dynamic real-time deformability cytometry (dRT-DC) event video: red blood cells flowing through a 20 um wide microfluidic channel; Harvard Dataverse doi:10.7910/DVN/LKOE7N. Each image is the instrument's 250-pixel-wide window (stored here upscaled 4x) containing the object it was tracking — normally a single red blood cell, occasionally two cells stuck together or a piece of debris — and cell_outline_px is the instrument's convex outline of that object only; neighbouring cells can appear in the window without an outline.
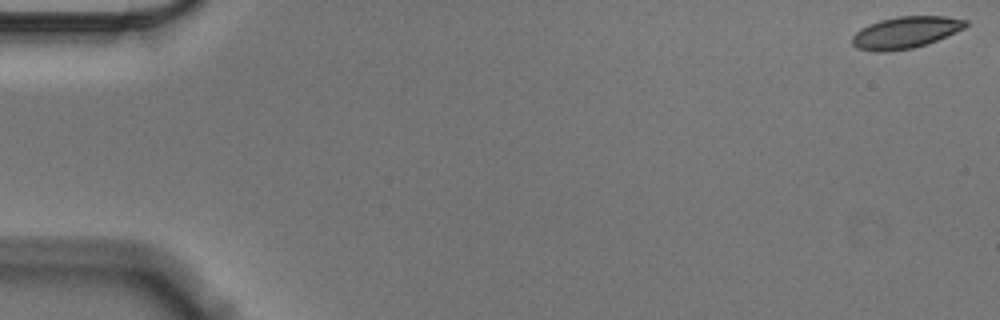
{"species": "Egyptian fruit bat (a non-hibernating species)", "species_latin": "Rousettus aegyptiacus", "temperature_condition": "cold", "stored_images_in_passage": 57, "camera_frame_rate_fps": 3000, "um_per_image_px": 0.085, "animal": {"sex": "male"}, "frame": {"image": 1, "passage_image": 1, "time_ms": 0.0, "image_size_px": [1000, 320], "cell_outline_px": [[968, 24], [964, 28], [956, 32], [936, 40], [912, 48], [888, 52], [876, 52], [856, 48], [852, 44], [852, 36], [860, 28], [868, 24], [880, 20], [896, 16], [948, 16], [968, 20]], "centroid_in_image_um": [76.94, 2.75], "position_along_channel_um": 8.1, "area_um2": 21.1}}
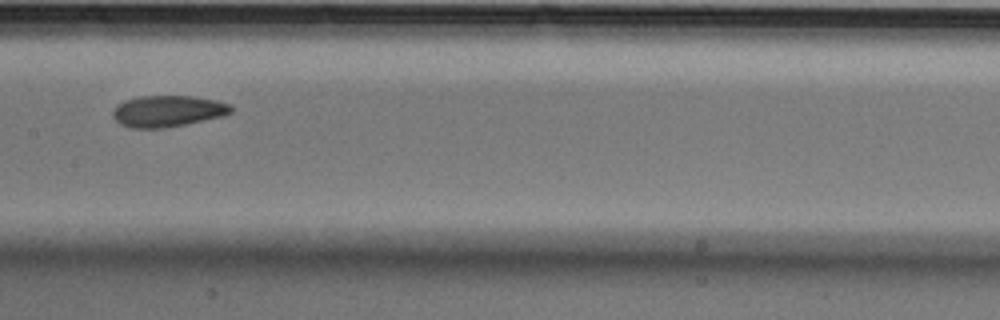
{"frame": {"image": 2, "passage_image": 29, "time_ms": 9.333, "image_size_px": [1000, 320], "cell_outline_px": [[232, 112], [224, 116], [164, 128], [128, 128], [120, 124], [112, 116], [112, 112], [124, 100], [140, 96], [196, 96], [216, 100], [228, 104], [232, 108]], "centroid_in_image_um": [14.25, 9.44], "position_along_channel_um": 193.1, "area_um2": 21.56}}
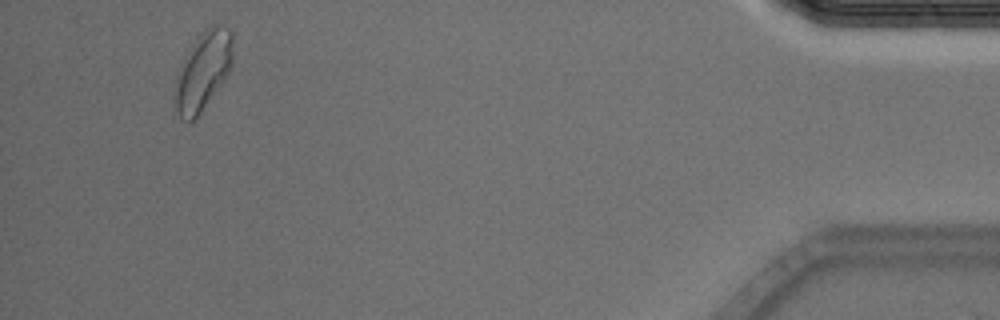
{"frame": {"image": 3, "passage_image": 54, "time_ms": 17.667, "image_size_px": [1000, 320], "cell_outline_px": [[232, 64], [224, 80], [200, 112], [192, 120], [180, 120], [172, 100], [172, 96], [176, 76], [188, 52], [196, 40], [212, 24], [216, 24], [228, 28], [232, 32]], "centroid_in_image_um": [17.23, 6.07], "position_along_channel_um": 418.0, "area_um2": 26.07}, "authors_computed_cell_mechanics": {"area_um2": 21.8484, "velocity_mm_per_s": 3.5254, "shape_relaxation_time_tau1_ms": 4.4111, "shape_relaxation_time_tau2_ms": 2.6886, "deformation_change_tau1": 0.0991, "deformation_change_tau2": 0.07}}